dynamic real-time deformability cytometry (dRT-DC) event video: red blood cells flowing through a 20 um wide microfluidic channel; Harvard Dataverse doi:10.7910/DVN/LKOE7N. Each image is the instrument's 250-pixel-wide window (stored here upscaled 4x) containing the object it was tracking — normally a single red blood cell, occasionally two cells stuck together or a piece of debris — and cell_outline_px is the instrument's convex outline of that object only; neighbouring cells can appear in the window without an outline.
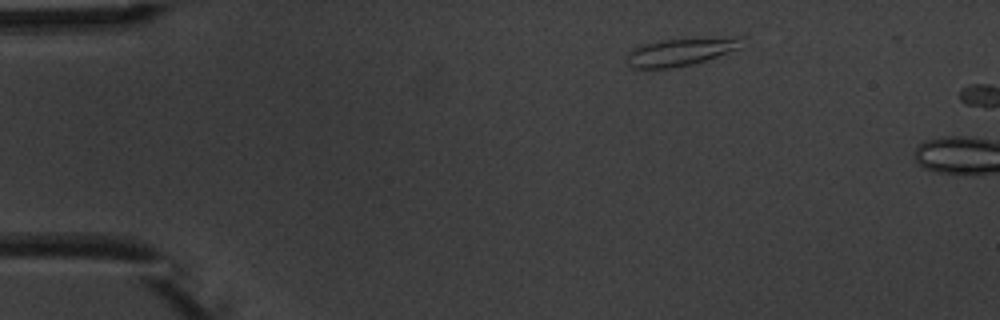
{"species": "common noctule bat (a hibernating species)", "species_latin": "Nyctalus noctula", "temperature_condition": "warm", "stored_images_in_passage": 2, "segment_of_instrument_passage": [1, 2], "camera_frame_rate_fps": 3000, "um_per_image_px": 0.085, "animal": {"sex": "male", "body_mass_g": 20.1, "forearm_length_mm": 53.5}, "frame": {"image": 1, "passage_image": 1, "time_ms": 0.0, "image_size_px": [1000, 320], "cell_outline_px": [[744, 36], [740, 48], [692, 64], [672, 68], [632, 68], [628, 64], [628, 52], [632, 48], [640, 44], [664, 40], [736, 36]], "centroid_in_image_um": [57.85, 4.39], "position_along_channel_um": 27.1, "area_um2": 18.5}}